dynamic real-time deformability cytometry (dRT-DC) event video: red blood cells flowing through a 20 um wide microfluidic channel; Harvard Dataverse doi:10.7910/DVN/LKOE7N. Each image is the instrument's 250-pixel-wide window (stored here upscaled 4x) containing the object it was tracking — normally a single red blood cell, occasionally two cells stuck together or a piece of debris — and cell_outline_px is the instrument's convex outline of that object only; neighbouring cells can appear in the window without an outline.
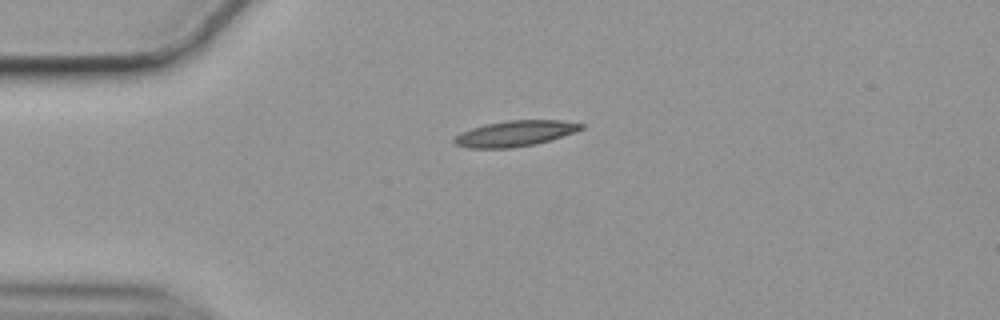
{"species": "common noctule bat (a hibernating species)", "species_latin": "Nyctalus noctula", "temperature_condition": "cold", "stored_images_in_passage": 41, "camera_frame_rate_fps": 3000, "um_per_image_px": 0.085, "animal": {"sex": "female", "body_mass_g": 19.9}, "frame": {"image": 1, "passage_image": 1, "time_ms": 0.0, "image_size_px": [1000, 320], "cell_outline_px": [[584, 128], [576, 132], [536, 144], [512, 148], [468, 148], [456, 144], [452, 140], [460, 132], [484, 124], [508, 120], [560, 120], [584, 124]], "centroid_in_image_um": [43.78, 11.34], "position_along_channel_um": 41.2, "area_um2": 19.07}}
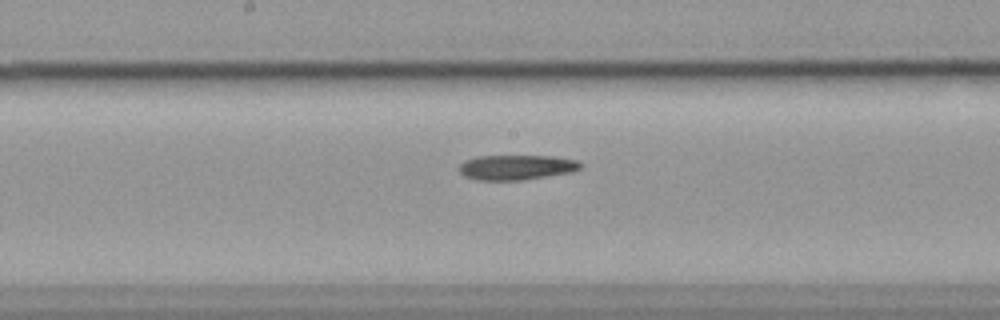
{"frame": {"image": 2, "passage_image": 17, "time_ms": 5.333, "image_size_px": [1000, 320], "cell_outline_px": [[584, 164], [580, 168], [572, 172], [520, 180], [476, 180], [464, 176], [456, 168], [464, 160], [476, 156], [556, 156], [576, 160]], "centroid_in_image_um": [43.86, 14.21], "position_along_channel_um": 204.3, "area_um2": 17.8}}
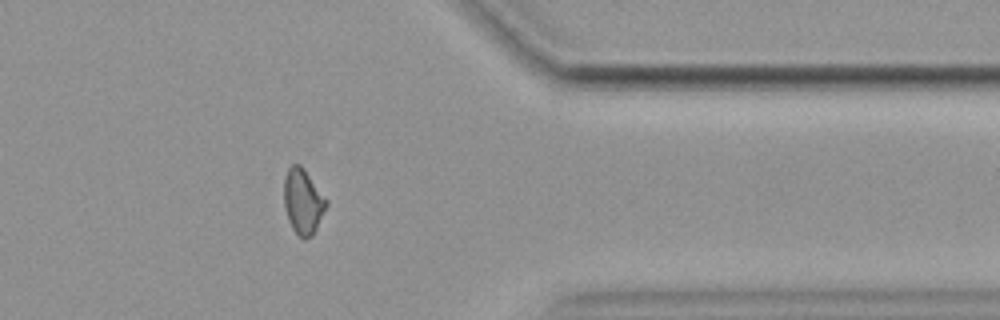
{"frame": {"image": 3, "passage_image": 32, "time_ms": 10.333, "image_size_px": [1000, 320], "cell_outline_px": [[328, 204], [312, 236], [304, 240], [292, 228], [288, 220], [284, 208], [284, 176], [288, 168], [292, 164], [300, 164], [304, 168], [328, 200]], "centroid_in_image_um": [25.75, 17.1], "position_along_channel_um": 385.7, "area_um2": 16.18}}